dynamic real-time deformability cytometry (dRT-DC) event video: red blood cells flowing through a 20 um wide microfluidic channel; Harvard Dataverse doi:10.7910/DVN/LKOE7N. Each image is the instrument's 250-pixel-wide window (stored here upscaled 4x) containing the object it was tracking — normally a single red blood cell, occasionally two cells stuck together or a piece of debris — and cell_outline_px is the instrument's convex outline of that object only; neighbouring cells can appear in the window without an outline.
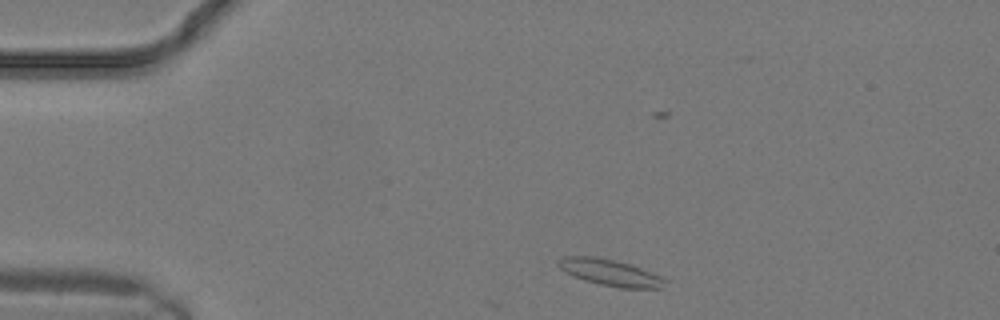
{"species": "common noctule bat (a hibernating species)", "species_latin": "Nyctalus noctula", "temperature_condition": "warm", "stored_images_in_passage": 8, "camera_frame_rate_fps": 3000, "um_per_image_px": 0.085, "animal": {"sex": "male", "body_mass_g": 19.2, "forearm_length_mm": 51.8}, "frame": {"image": 1, "passage_image": 1, "time_ms": 0.0, "image_size_px": [1000, 320], "cell_outline_px": [[668, 280], [660, 288], [620, 288], [600, 284], [584, 280], [560, 268], [556, 264], [556, 260], [564, 256], [596, 256], [628, 264], [640, 268], [660, 276]], "centroid_in_image_um": [51.84, 23.16], "position_along_channel_um": 33.2, "area_um2": 16.13}}
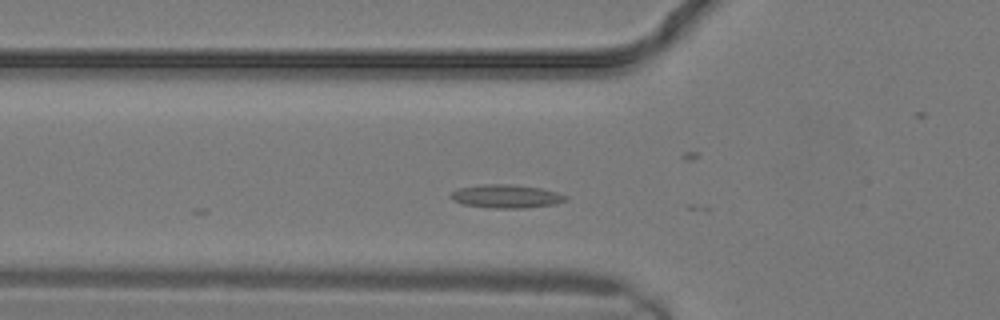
{"frame": {"image": 2, "passage_image": 5, "time_ms": 1.333, "image_size_px": [1000, 320], "cell_outline_px": [[568, 200], [556, 204], [524, 208], [492, 208], [464, 204], [452, 200], [448, 196], [452, 192], [460, 188], [484, 184], [508, 184], [540, 188], [556, 192], [568, 196]], "centroid_in_image_um": [43.04, 16.69], "position_along_channel_um": 82.8, "area_um2": 15.61}}